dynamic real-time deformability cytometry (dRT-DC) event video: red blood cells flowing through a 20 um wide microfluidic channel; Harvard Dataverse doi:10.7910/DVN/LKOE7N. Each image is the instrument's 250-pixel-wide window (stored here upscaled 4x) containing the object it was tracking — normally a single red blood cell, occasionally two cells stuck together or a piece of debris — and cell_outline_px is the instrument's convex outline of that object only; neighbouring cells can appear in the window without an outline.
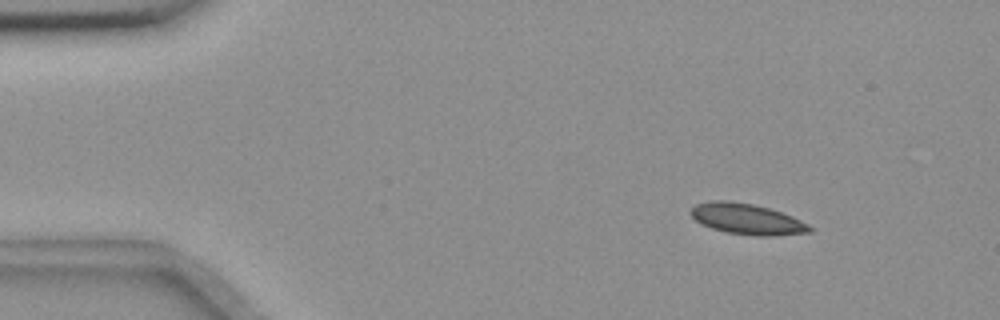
{"species": "common noctule bat (a hibernating species)", "species_latin": "Nyctalus noctula", "temperature_condition": "room temperature", "stored_images_in_passage": 4, "camera_frame_rate_fps": 3000, "um_per_image_px": 0.085, "animal": {"sex": "female", "body_mass_g": 18.4}, "frame": {"image": 1, "passage_image": 2, "time_ms": 1.333, "image_size_px": [1000, 320], "cell_outline_px": [[812, 232], [776, 236], [756, 236], [724, 232], [700, 224], [688, 212], [696, 204], [712, 200], [728, 200], [752, 204], [768, 208], [792, 216], [808, 224], [812, 228]], "centroid_in_image_um": [63.48, 18.62], "position_along_channel_um": 21.5, "area_um2": 21.44}}